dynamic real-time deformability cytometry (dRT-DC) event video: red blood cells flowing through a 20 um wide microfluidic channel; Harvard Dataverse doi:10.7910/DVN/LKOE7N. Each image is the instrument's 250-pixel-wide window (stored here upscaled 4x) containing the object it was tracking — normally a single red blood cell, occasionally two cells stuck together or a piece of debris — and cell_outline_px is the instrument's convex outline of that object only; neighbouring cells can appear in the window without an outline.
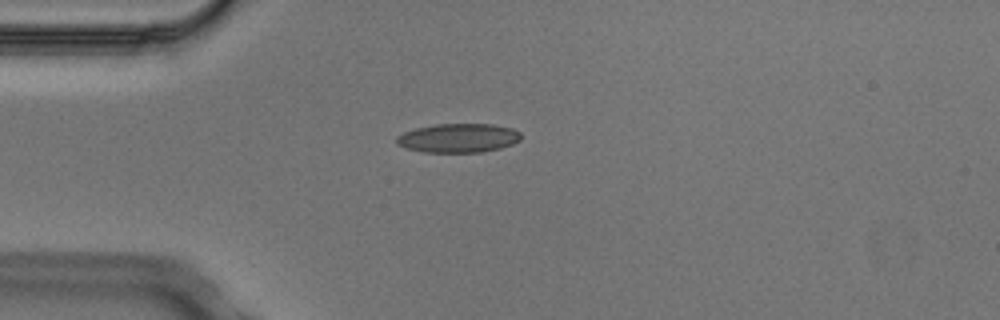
{"species": "Egyptian fruit bat (a non-hibernating species)", "species_latin": "Rousettus aegyptiacus", "temperature_condition": "cold", "stored_images_in_passage": 5, "camera_frame_rate_fps": 3000, "um_per_image_px": 0.085, "animal": {"sex": "male"}, "frame": {"image": 1, "passage_image": 4, "time_ms": 1.0, "image_size_px": [1000, 320], "cell_outline_px": [[520, 140], [512, 144], [500, 148], [480, 152], [424, 152], [408, 148], [396, 144], [396, 136], [404, 132], [416, 128], [436, 124], [492, 124], [512, 128], [520, 132]], "centroid_in_image_um": [38.95, 11.73], "position_along_channel_um": 46.0, "area_um2": 20.92}}